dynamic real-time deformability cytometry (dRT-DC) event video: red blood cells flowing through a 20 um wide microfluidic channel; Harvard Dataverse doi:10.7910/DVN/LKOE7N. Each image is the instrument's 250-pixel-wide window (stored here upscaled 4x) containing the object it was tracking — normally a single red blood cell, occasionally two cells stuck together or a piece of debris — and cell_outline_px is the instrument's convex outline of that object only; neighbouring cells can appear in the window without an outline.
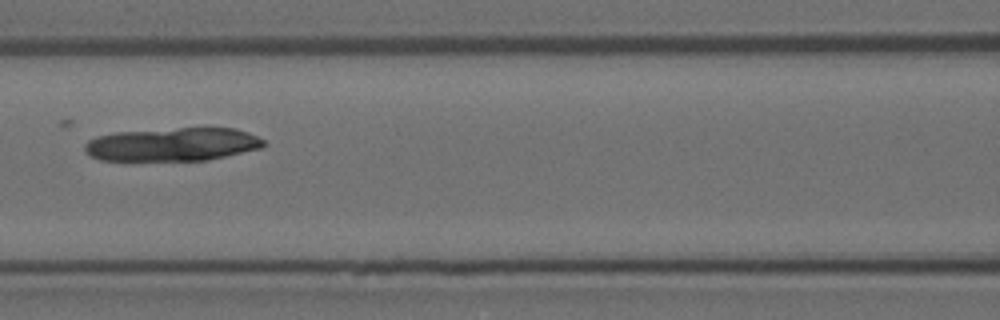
{"species": "Egyptian fruit bat (a non-hibernating species)", "species_latin": "Rousettus aegyptiacus", "temperature_condition": "room temperature", "stored_images_in_passage": 5, "camera_frame_rate_fps": 3000, "um_per_image_px": 0.085, "animal": {"sex": "female"}, "frame": {"image": 1, "passage_image": 5, "time_ms": 1.333, "image_size_px": [1000, 320], "cell_outline_px": [[268, 144], [264, 148], [208, 160], [100, 160], [92, 156], [84, 148], [84, 144], [88, 140], [96, 136], [112, 132], [180, 128], [236, 128], [248, 132], [264, 140]], "centroid_in_image_um": [14.71, 12.27], "position_along_channel_um": 151.9, "area_um2": 34.97}}